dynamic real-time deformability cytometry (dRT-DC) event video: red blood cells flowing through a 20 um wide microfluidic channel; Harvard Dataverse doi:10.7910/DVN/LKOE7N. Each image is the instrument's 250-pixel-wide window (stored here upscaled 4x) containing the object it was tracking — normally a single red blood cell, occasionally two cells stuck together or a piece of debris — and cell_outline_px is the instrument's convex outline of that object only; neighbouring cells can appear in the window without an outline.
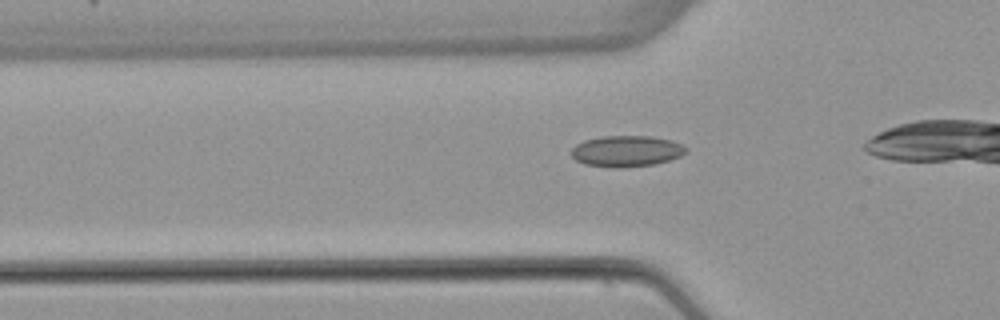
{"species": "common noctule bat (a hibernating species)", "species_latin": "Nyctalus noctula", "temperature_condition": "warm", "stored_images_in_passage": 32, "camera_frame_rate_fps": 3000, "um_per_image_px": 0.085, "animal": {"sex": "female", "body_mass_g": 22.7, "forearm_length_mm": 54.2}, "frame": {"image": 1, "passage_image": 8, "time_ms": 2.333, "image_size_px": [1000, 320], "cell_outline_px": [[688, 152], [680, 156], [656, 164], [620, 168], [616, 168], [584, 164], [576, 160], [572, 156], [572, 148], [576, 144], [584, 140], [600, 136], [652, 136], [672, 140], [688, 148]], "centroid_in_image_um": [53.26, 12.84], "position_along_channel_um": 72.5, "area_um2": 20.92}}
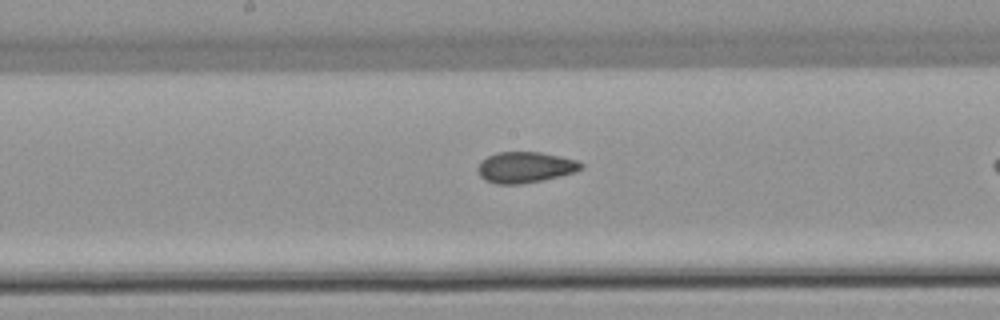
{"frame": {"image": 2, "passage_image": 18, "time_ms": 5.667, "image_size_px": [1000, 320], "cell_outline_px": [[584, 168], [576, 172], [560, 176], [520, 184], [496, 184], [484, 180], [480, 176], [476, 168], [480, 160], [496, 152], [540, 152], [560, 156], [576, 160], [584, 164]], "centroid_in_image_um": [44.62, 14.21], "position_along_channel_um": 203.6, "area_um2": 18.79}}
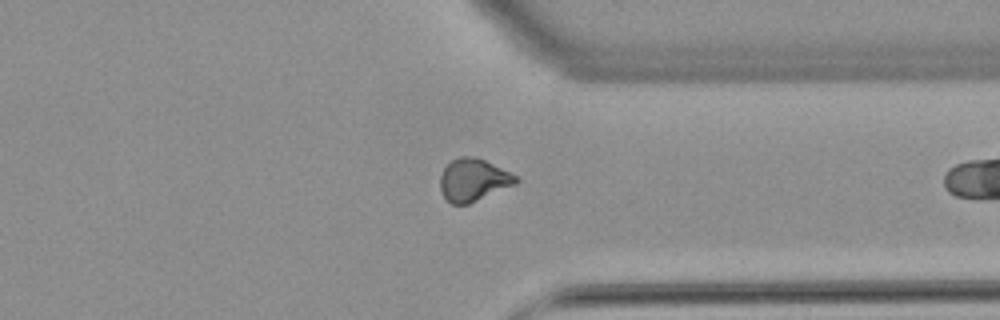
{"frame": {"image": 3, "passage_image": 31, "time_ms": 10.0, "image_size_px": [1000, 320], "cell_outline_px": [[520, 180], [516, 184], [468, 204], [452, 204], [444, 196], [440, 188], [440, 176], [444, 168], [452, 160], [460, 156], [472, 156], [484, 160], [516, 176]], "centroid_in_image_um": [40.22, 15.3], "position_along_channel_um": 371.2, "area_um2": 18.44}}